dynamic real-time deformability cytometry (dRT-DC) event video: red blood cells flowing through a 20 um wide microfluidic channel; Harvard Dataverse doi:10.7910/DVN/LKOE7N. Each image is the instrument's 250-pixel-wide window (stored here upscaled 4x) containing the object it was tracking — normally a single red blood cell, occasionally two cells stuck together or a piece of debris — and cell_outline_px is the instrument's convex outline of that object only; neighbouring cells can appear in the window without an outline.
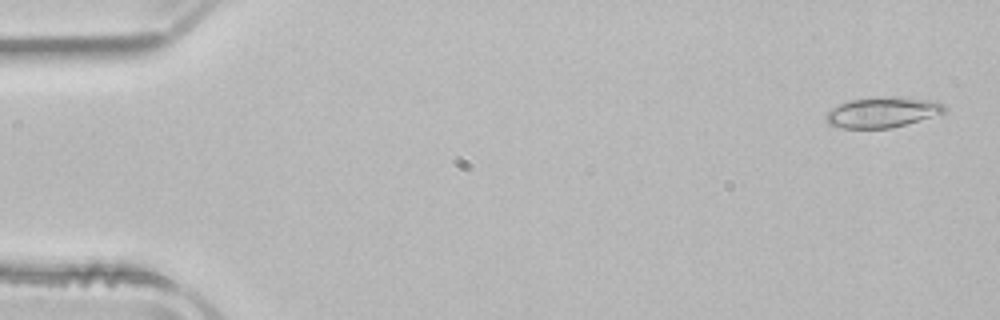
{"species": "common noctule bat (a hibernating species)", "species_latin": "Nyctalus noctula", "temperature_condition": "room temperature", "stored_images_in_passage": 4, "camera_frame_rate_fps": 3000, "um_per_image_px": 0.085, "animal": {"sex": "male", "body_mass_g": 21.5, "forearm_length_mm": 52.0}, "frame": {"image": 1, "passage_image": 1, "time_ms": 0.0, "image_size_px": [1000, 320], "cell_outline_px": [[948, 108], [944, 112], [892, 128], [840, 128], [828, 124], [824, 120], [824, 112], [840, 104], [852, 100], [884, 96], [896, 96], [936, 100], [944, 104]], "centroid_in_image_um": [74.98, 9.53], "position_along_channel_um": 10.0, "area_um2": 21.21}}